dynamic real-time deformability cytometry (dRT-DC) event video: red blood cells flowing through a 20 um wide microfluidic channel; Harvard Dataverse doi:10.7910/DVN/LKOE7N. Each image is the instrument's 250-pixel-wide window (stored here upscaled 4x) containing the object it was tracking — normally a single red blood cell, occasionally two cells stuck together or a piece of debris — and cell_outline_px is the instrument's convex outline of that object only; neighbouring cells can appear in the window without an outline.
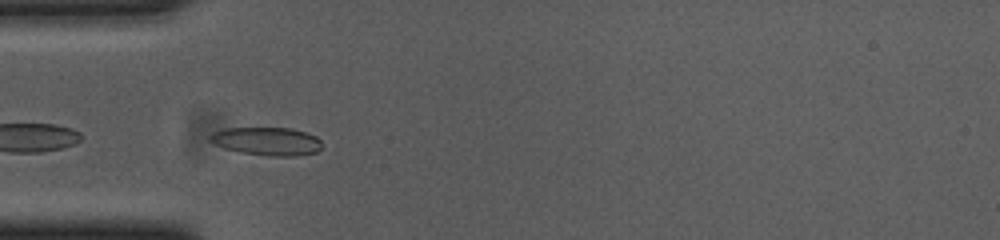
{"species": "common noctule bat (a hibernating species)", "species_latin": "Nyctalus noctula", "temperature_condition": "cold", "stored_images_in_passage": 41, "camera_frame_rate_fps": 3000, "um_per_image_px": 0.085, "animal": {"sex": "female", "body_mass_g": 23.0, "forearm_length_mm": 53.4}, "frame": {"image": 1, "passage_image": 3, "time_ms": 0.667, "image_size_px": [1000, 240], "cell_outline_px": [[320, 148], [316, 152], [296, 156], [268, 156], [240, 152], [224, 148], [208, 140], [208, 136], [212, 132], [224, 128], [292, 128], [316, 136], [320, 140]], "centroid_in_image_um": [22.65, 12.0], "position_along_channel_um": 62.3, "area_um2": 18.38}}
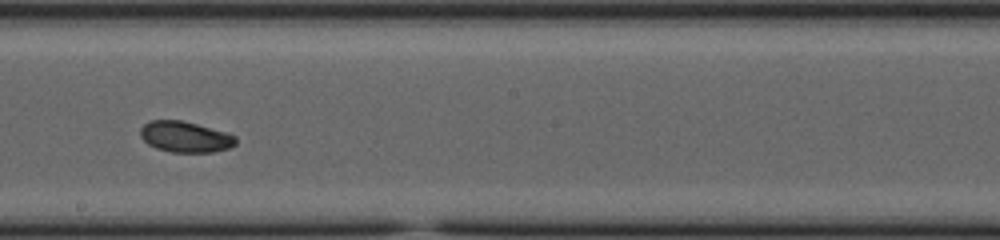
{"frame": {"image": 2, "passage_image": 17, "time_ms": 5.333, "image_size_px": [1000, 240], "cell_outline_px": [[236, 144], [228, 148], [212, 152], [172, 152], [156, 148], [148, 144], [140, 136], [140, 128], [148, 120], [180, 120], [228, 132], [236, 136]], "centroid_in_image_um": [15.74, 11.62], "position_along_channel_um": 232.5, "area_um2": 17.22}}
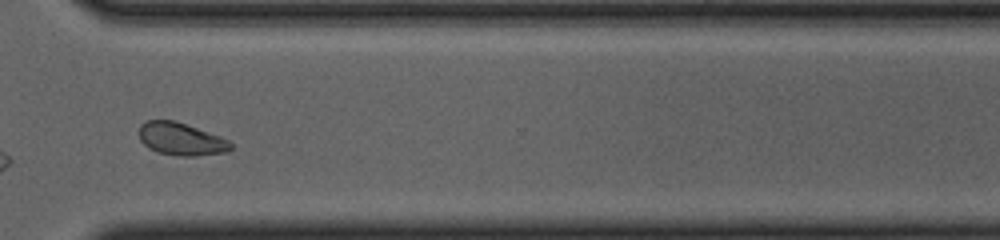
{"frame": {"image": 3, "passage_image": 27, "time_ms": 8.667, "image_size_px": [1000, 240], "cell_outline_px": [[232, 148], [228, 152], [196, 156], [180, 156], [156, 152], [148, 148], [140, 140], [140, 124], [148, 120], [172, 120], [220, 136], [228, 140], [232, 144]], "centroid_in_image_um": [15.39, 11.84], "position_along_channel_um": 355.2, "area_um2": 17.34}, "authors_computed_cell_mechanics": {"area_um2": 17.9758, "velocity_mm_per_s": 3.6735, "shape_relaxation_time_tau1_ms": 3.0741, "shape_relaxation_time_tau2_ms": null, "deformation_change_tau1": 0.0925, "deformation_change_tau2": null}}